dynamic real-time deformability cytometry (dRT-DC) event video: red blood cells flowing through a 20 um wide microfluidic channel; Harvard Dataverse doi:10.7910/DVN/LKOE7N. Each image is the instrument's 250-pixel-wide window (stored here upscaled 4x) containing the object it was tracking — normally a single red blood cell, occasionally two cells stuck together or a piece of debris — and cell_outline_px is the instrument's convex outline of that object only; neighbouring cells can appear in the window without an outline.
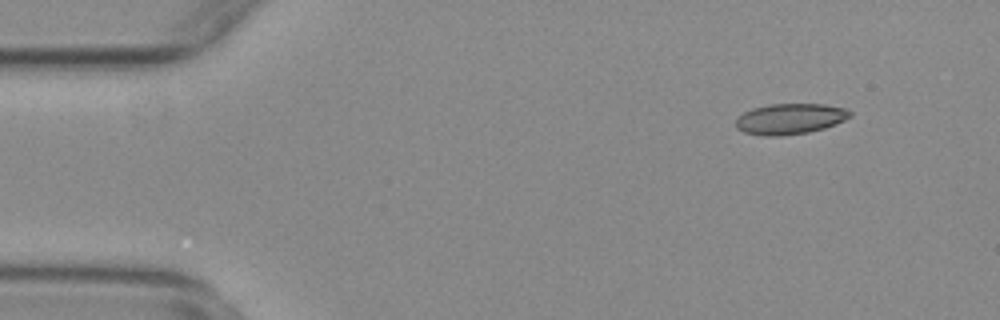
{"species": "common noctule bat (a hibernating species)", "species_latin": "Nyctalus noctula", "temperature_condition": "warm", "stored_images_in_passage": 55, "camera_frame_rate_fps": 3000, "um_per_image_px": 0.085, "animal": {"sex": "female", "body_mass_g": 29.2, "forearm_length_mm": 56.3}, "frame": {"image": 1, "passage_image": 6, "time_ms": 1.667, "image_size_px": [1000, 320], "cell_outline_px": [[852, 116], [836, 124], [824, 128], [808, 132], [784, 136], [764, 136], [744, 132], [736, 128], [736, 120], [744, 112], [752, 108], [768, 104], [824, 104], [848, 108], [852, 112]], "centroid_in_image_um": [67.18, 10.1], "position_along_channel_um": 17.8, "area_um2": 20.63}}
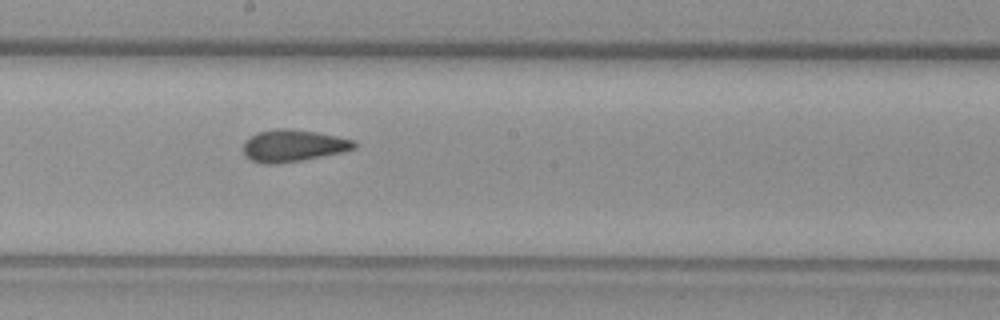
{"frame": {"image": 2, "passage_image": 30, "time_ms": 9.667, "image_size_px": [1000, 320], "cell_outline_px": [[356, 148], [340, 152], [300, 160], [276, 164], [264, 164], [252, 160], [244, 156], [244, 140], [248, 136], [256, 132], [276, 128], [288, 128], [316, 132], [356, 140]], "centroid_in_image_um": [24.87, 12.36], "position_along_channel_um": 223.3, "area_um2": 20.69}}
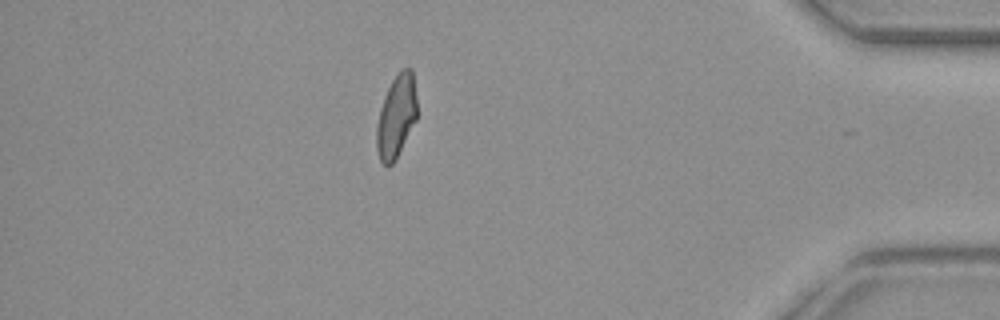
{"frame": {"image": 3, "passage_image": 48, "time_ms": 15.667, "image_size_px": [1000, 320], "cell_outline_px": [[416, 120], [396, 160], [388, 168], [380, 160], [376, 148], [376, 128], [380, 108], [384, 96], [392, 80], [400, 68], [412, 68], [416, 96]], "centroid_in_image_um": [33.68, 9.9], "position_along_channel_um": 401.5, "area_um2": 19.65}, "authors_computed_cell_mechanics": {"area_um2": 20.2878, "velocity_mm_per_s": 3.7481, "shape_relaxation_time_tau1_ms": null, "shape_relaxation_time_tau2_ms": 1.9705, "deformation_change_tau1": null, "deformation_change_tau2": 0.0833}}